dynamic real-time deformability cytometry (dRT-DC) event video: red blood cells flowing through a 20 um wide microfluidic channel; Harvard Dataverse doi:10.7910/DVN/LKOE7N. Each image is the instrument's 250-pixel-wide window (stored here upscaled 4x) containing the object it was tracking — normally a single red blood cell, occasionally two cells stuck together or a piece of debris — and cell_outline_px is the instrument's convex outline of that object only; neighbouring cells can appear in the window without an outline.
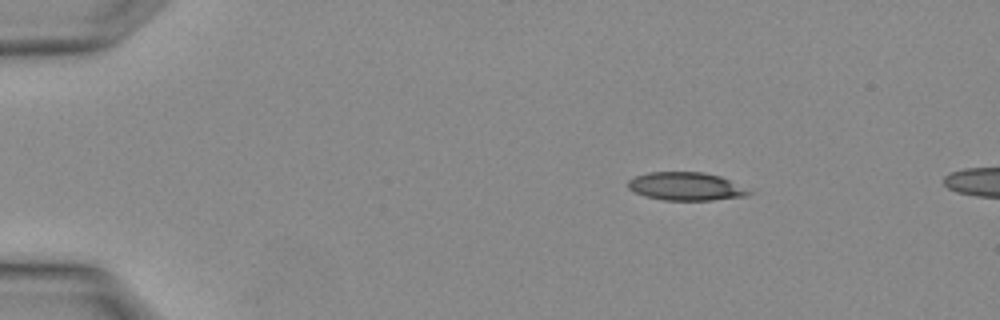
{"species": "Egyptian fruit bat (a non-hibernating species)", "species_latin": "Rousettus aegyptiacus", "temperature_condition": "warm", "stored_images_in_passage": 4, "segment_of_instrument_passage": [2, 2], "camera_frame_rate_fps": 3000, "um_per_image_px": 0.085, "animal": {"sex": "female"}, "frame": {"image": 1, "passage_image": 4, "time_ms": 1.0, "image_size_px": [1000, 320], "cell_outline_px": [[752, 192], [744, 196], [712, 200], [664, 200], [644, 196], [628, 188], [628, 180], [636, 176], [648, 172], [704, 172], [720, 176]], "centroid_in_image_um": [58.25, 15.84], "position_along_channel_um": 26.8, "area_um2": 19.54}}